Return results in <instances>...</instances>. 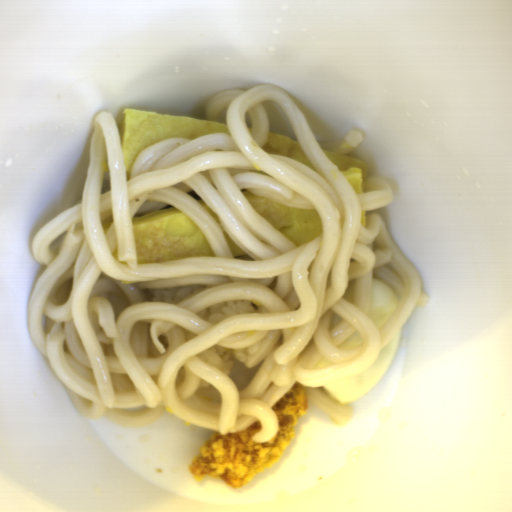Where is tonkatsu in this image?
Returning a JSON list of instances; mask_svg holds the SVG:
<instances>
[{
  "instance_id": "d4beea91",
  "label": "tonkatsu",
  "mask_w": 512,
  "mask_h": 512,
  "mask_svg": "<svg viewBox=\"0 0 512 512\" xmlns=\"http://www.w3.org/2000/svg\"><path fill=\"white\" fill-rule=\"evenodd\" d=\"M309 397L305 388L295 383L271 406L278 429L267 442H254L261 423L240 432L220 435L215 430L192 458L189 472L195 479H221L234 489L246 487L259 473L279 463L290 441L295 439L296 426L308 412Z\"/></svg>"
}]
</instances>
